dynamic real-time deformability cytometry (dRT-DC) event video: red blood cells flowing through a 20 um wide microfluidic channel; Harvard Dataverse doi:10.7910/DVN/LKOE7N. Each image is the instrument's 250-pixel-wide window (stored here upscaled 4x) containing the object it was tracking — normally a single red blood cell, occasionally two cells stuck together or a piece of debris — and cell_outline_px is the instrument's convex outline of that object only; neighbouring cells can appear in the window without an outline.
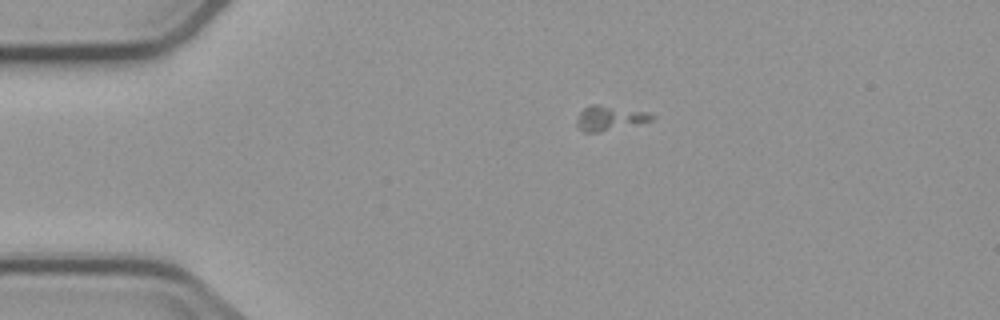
{"species": "common noctule bat (a hibernating species)", "species_latin": "Nyctalus noctula", "temperature_condition": "cold", "stored_images_in_passage": 7, "camera_frame_rate_fps": 3000, "um_per_image_px": 0.085, "animal": {"sex": "male", "body_mass_g": 23.1, "forearm_length_mm": 52.7}, "frame": {"image": 1, "passage_image": 2, "time_ms": 1.0, "image_size_px": [1000, 320], "cell_outline_px": [[656, 116], [652, 120], [596, 132], [584, 132], [576, 124], [576, 120], [580, 112], [584, 108], [592, 104], [596, 104], [644, 112]], "centroid_in_image_um": [51.76, 10.03], "position_along_channel_um": 33.2, "area_um2": 10.23}}